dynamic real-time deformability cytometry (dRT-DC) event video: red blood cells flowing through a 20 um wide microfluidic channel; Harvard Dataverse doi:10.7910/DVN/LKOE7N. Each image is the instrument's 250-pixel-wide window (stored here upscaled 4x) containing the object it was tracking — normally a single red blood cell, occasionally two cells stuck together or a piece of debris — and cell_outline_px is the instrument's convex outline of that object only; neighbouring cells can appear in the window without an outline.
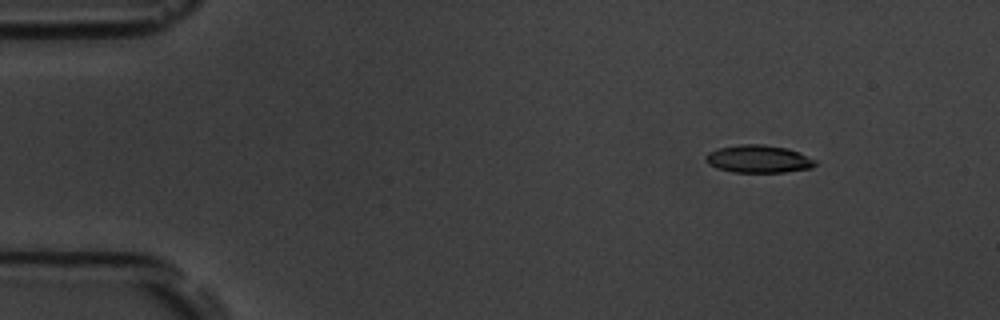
{"species": "common noctule bat (a hibernating species)", "species_latin": "Nyctalus noctula", "temperature_condition": "room temperature", "stored_images_in_passage": 48, "camera_frame_rate_fps": 3000, "um_per_image_px": 0.085, "animal": {"sex": "male", "body_mass_g": 19.5, "forearm_length_mm": 54.6}, "frame": {"image": 1, "passage_image": 1, "time_ms": 0.0, "image_size_px": [1000, 320], "cell_outline_px": [[816, 164], [812, 168], [784, 172], [732, 172], [716, 168], [708, 164], [704, 160], [704, 156], [708, 152], [720, 148], [740, 144], [764, 144], [788, 148], [816, 160]], "centroid_in_image_um": [64.44, 13.51], "position_along_channel_um": 20.6, "area_um2": 17.74}}
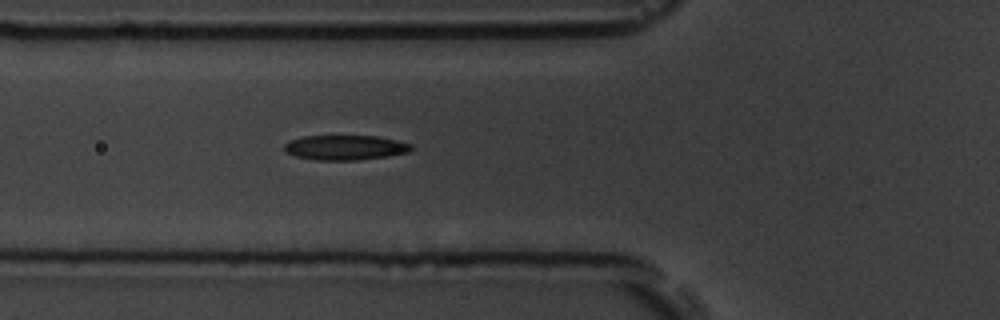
{"frame": {"image": 2, "passage_image": 14, "time_ms": 4.333, "image_size_px": [1000, 320], "cell_outline_px": [[412, 148], [408, 152], [388, 156], [356, 160], [316, 160], [296, 156], [284, 152], [284, 144], [292, 140], [304, 136], [376, 136], [396, 140], [412, 144]], "centroid_in_image_um": [29.33, 12.54], "position_along_channel_um": 96.5, "area_um2": 18.26}}
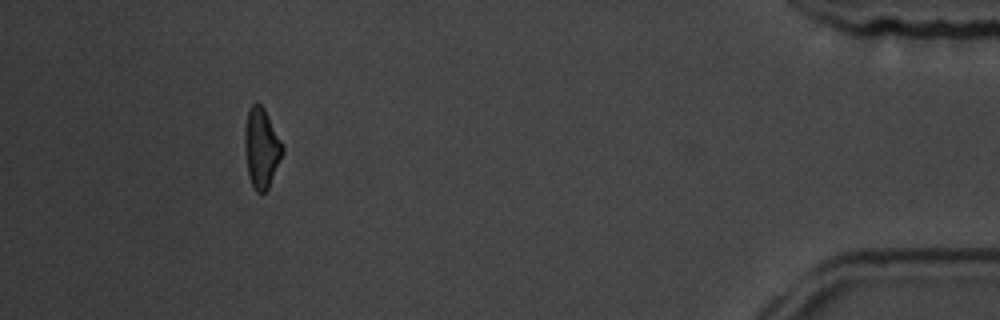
{"frame": {"image": 3, "passage_image": 44, "time_ms": 14.333, "image_size_px": [1000, 320], "cell_outline_px": [[284, 152], [268, 188], [264, 192], [256, 192], [252, 184], [248, 172], [244, 148], [244, 128], [248, 112], [252, 104], [260, 104], [264, 108], [284, 148]], "centroid_in_image_um": [22.21, 12.58], "position_along_channel_um": 413.0, "area_um2": 17.28}, "authors_computed_cell_mechanics": {"area_um2": 18.4093, "velocity_mm_per_s": 3.7915, "shape_relaxation_time_tau1_ms": 4.7936, "shape_relaxation_time_tau2_ms": 5.4084, "deformation_change_tau1": 0.1459, "deformation_change_tau2": 0.1307}}